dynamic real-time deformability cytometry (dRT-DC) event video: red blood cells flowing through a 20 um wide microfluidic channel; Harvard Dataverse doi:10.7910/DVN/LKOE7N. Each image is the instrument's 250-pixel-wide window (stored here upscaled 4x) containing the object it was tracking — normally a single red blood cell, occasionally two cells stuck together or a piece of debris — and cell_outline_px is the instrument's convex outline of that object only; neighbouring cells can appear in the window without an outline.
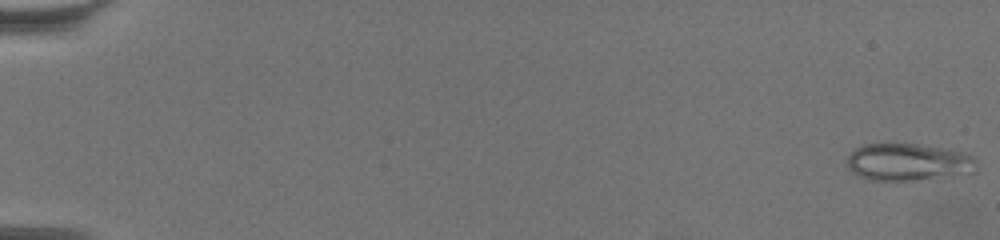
{"species": "common noctule bat (a hibernating species)", "species_latin": "Nyctalus noctula", "temperature_condition": "warm", "stored_images_in_passage": 63, "camera_frame_rate_fps": 3000, "um_per_image_px": 0.085, "animal": {"sex": "female", "body_mass_g": 19.5, "forearm_length_mm": 54.1}, "frame": {"image": 1, "passage_image": 1, "time_ms": 0.0, "image_size_px": [1000, 240], "cell_outline_px": [[976, 172], [912, 180], [872, 180], [860, 176], [852, 172], [848, 168], [848, 156], [856, 148], [864, 144], [916, 144], [944, 148], [968, 152], [976, 156]], "centroid_in_image_um": [77.25, 13.76], "position_along_channel_um": 7.8, "area_um2": 28.03}}
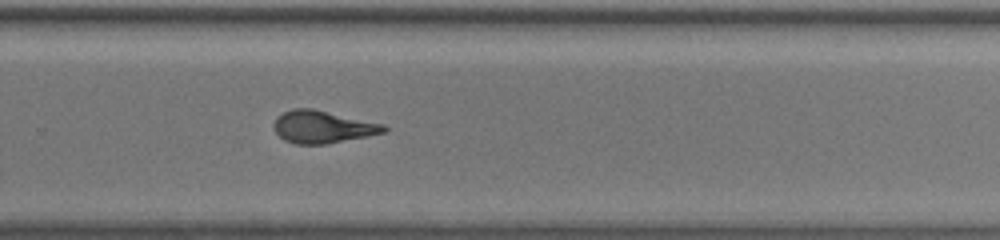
{"frame": {"image": 2, "passage_image": 44, "time_ms": 14.333, "image_size_px": [1000, 240], "cell_outline_px": [[388, 132], [328, 144], [296, 144], [284, 140], [272, 128], [272, 124], [276, 116], [292, 108], [312, 108], [384, 124], [388, 128]], "centroid_in_image_um": [27.41, 10.78], "position_along_channel_um": 302.4, "area_um2": 21.04}}
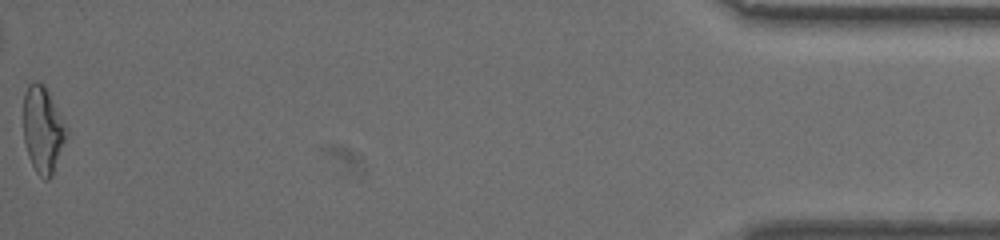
{"frame": {"image": 3, "passage_image": 63, "time_ms": 20.667, "image_size_px": [1000, 240], "cell_outline_px": [[68, 136], [52, 176], [48, 180], [44, 180], [36, 172], [28, 156], [24, 140], [24, 96], [28, 84], [36, 80], [44, 84], [68, 128]], "centroid_in_image_um": [3.66, 11.03], "position_along_channel_um": 431.5, "area_um2": 21.85}, "authors_computed_cell_mechanics": {"area_um2": 21.0392, "velocity_mm_per_s": 3.4253, "shape_relaxation_time_tau1_ms": 9.3281, "shape_relaxation_time_tau2_ms": 1.9443, "deformation_change_tau1": 0.2986, "deformation_change_tau2": 0.1163}}